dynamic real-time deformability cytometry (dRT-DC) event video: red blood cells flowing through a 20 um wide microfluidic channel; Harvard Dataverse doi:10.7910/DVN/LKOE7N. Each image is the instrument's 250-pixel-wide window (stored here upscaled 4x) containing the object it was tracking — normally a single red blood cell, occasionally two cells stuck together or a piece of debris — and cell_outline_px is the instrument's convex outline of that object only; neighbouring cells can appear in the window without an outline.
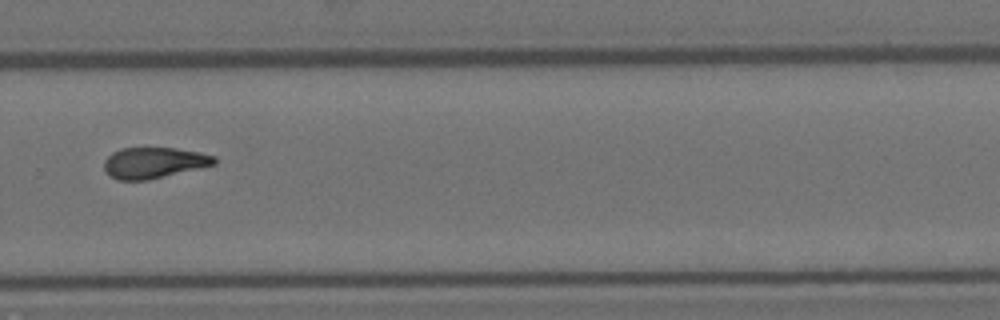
{"species": "Egyptian fruit bat (a non-hibernating species)", "species_latin": "Rousettus aegyptiacus", "temperature_condition": "room temperature", "stored_images_in_passage": 15, "camera_frame_rate_fps": 3000, "um_per_image_px": 0.085, "animal": {"sex": "female"}, "frame": {"image": 1, "passage_image": 11, "time_ms": 3.333, "image_size_px": [1000, 320], "cell_outline_px": [[216, 164], [200, 168], [148, 180], [116, 180], [104, 168], [104, 160], [112, 152], [120, 148], [176, 148], [200, 152], [216, 156]], "centroid_in_image_um": [13.1, 13.83], "position_along_channel_um": 316.7, "area_um2": 19.88}}
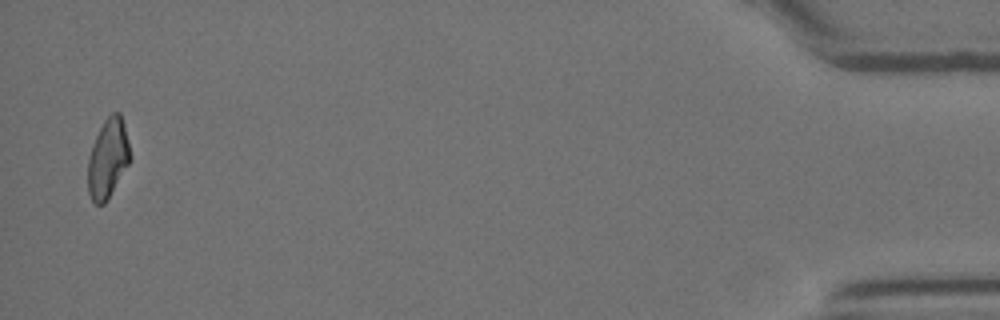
{"frame": {"image": 2, "passage_image": 15, "time_ms": 4.667, "image_size_px": [1000, 320], "cell_outline_px": [[132, 160], [108, 200], [104, 204], [96, 204], [92, 200], [88, 192], [88, 156], [92, 144], [104, 120], [112, 112], [120, 112], [124, 124], [132, 156]], "centroid_in_image_um": [9.19, 13.48], "position_along_channel_um": 426.0, "area_um2": 19.88}}